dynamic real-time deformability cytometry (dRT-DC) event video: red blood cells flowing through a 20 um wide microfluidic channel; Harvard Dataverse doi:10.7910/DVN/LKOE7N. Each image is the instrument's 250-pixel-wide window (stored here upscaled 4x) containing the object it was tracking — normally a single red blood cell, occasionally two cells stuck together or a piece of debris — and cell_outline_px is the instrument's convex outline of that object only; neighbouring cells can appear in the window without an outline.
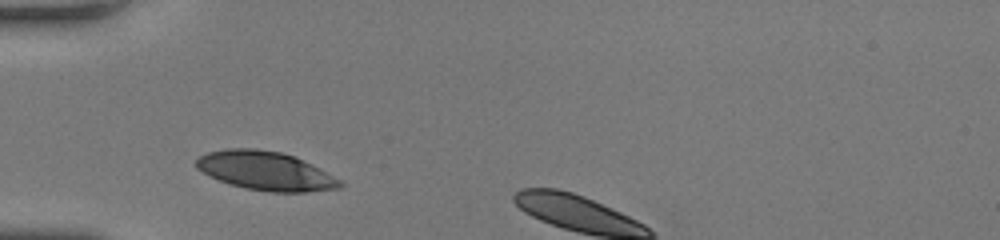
{"species": "human", "species_latin": "Homo sapiens", "temperature_condition": "room temperature", "stored_images_in_passage": 5, "camera_frame_rate_fps": 3000, "um_per_image_px": 0.085, "donor": {"sex": "female"}, "frame": {"image": 1, "passage_image": 1, "time_ms": 0.0, "image_size_px": [1000, 240], "cell_outline_px": [[344, 184], [340, 188], [304, 192], [268, 192], [244, 188], [208, 176], [196, 168], [196, 160], [200, 156], [208, 152], [228, 148], [256, 148], [280, 152], [292, 156], [340, 180]], "centroid_in_image_um": [22.51, 14.53], "position_along_channel_um": 62.5, "area_um2": 31.96}}
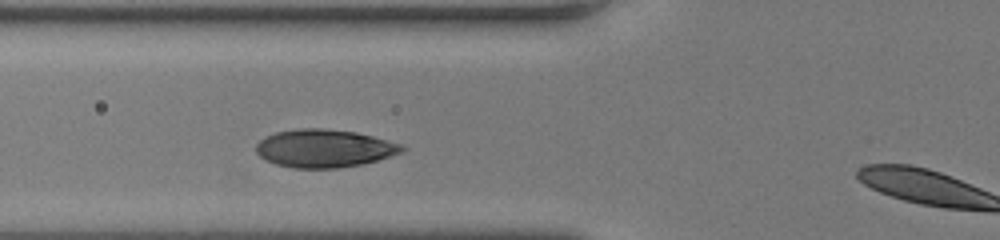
{"frame": {"image": 2, "passage_image": 4, "time_ms": 1.0, "image_size_px": [1000, 240], "cell_outline_px": [[408, 148], [404, 152], [376, 160], [360, 164], [336, 168], [292, 168], [276, 164], [260, 156], [256, 152], [256, 144], [264, 136], [276, 132], [300, 128], [324, 128], [356, 132], [404, 144]], "centroid_in_image_um": [27.58, 12.6], "position_along_channel_um": 98.2, "area_um2": 32.37}}